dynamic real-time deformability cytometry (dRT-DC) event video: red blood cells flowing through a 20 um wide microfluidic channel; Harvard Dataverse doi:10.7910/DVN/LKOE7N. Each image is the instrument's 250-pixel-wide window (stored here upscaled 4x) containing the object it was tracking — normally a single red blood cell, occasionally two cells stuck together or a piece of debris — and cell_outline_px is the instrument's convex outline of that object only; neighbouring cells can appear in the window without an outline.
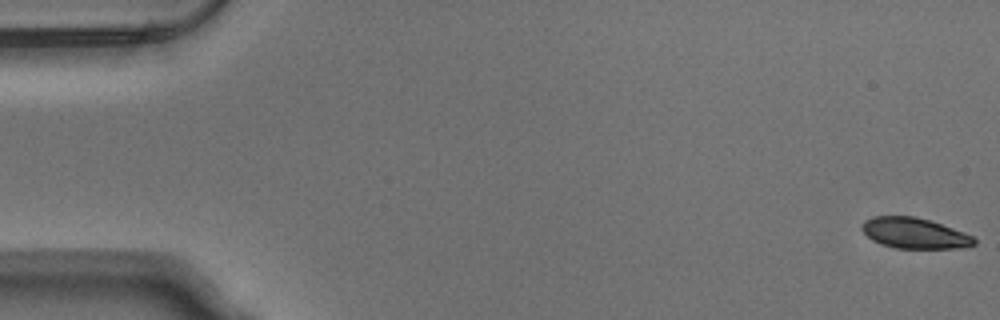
{"species": "Egyptian fruit bat (a non-hibernating species)", "species_latin": "Rousettus aegyptiacus", "temperature_condition": "warm", "stored_images_in_passage": 54, "camera_frame_rate_fps": 3000, "um_per_image_px": 0.085, "animal": {"sex": "male"}, "frame": {"image": 1, "passage_image": 1, "time_ms": 0.0, "image_size_px": [1000, 320], "cell_outline_px": [[976, 244], [964, 248], [896, 248], [880, 244], [872, 240], [860, 228], [860, 224], [864, 220], [876, 216], [916, 216], [964, 232], [972, 236], [976, 240]], "centroid_in_image_um": [77.71, 19.82], "position_along_channel_um": 7.3, "area_um2": 20.06}}
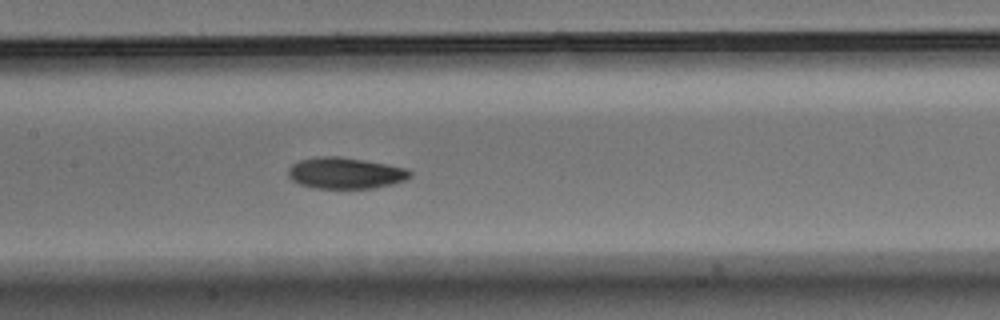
{"frame": {"image": 2, "passage_image": 26, "time_ms": 8.333, "image_size_px": [1000, 320], "cell_outline_px": [[412, 176], [404, 180], [392, 184], [376, 188], [312, 188], [300, 184], [292, 180], [288, 176], [288, 168], [292, 164], [300, 160], [320, 156], [336, 156], [364, 160], [388, 164], [408, 168], [412, 172]], "centroid_in_image_um": [29.37, 14.71], "position_along_channel_um": 178.0, "area_um2": 22.31}}
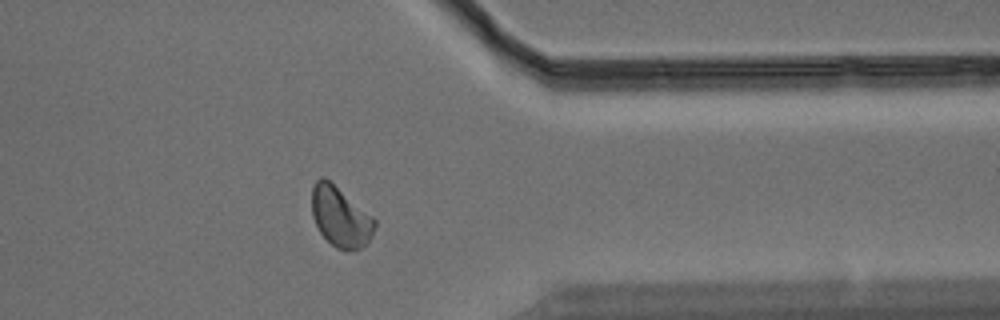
{"frame": {"image": 3, "passage_image": 43, "time_ms": 14.0, "image_size_px": [1000, 320], "cell_outline_px": [[376, 224], [372, 236], [360, 248], [344, 252], [336, 248], [320, 232], [312, 216], [312, 188], [316, 180], [320, 176], [324, 176], [372, 216], [376, 220]], "centroid_in_image_um": [28.92, 18.43], "position_along_channel_um": 382.5, "area_um2": 21.85}, "authors_computed_cell_mechanics": {"area_um2": 21.6461, "velocity_mm_per_s": 3.7821, "shape_relaxation_time_tau1_ms": 3.3526, "shape_relaxation_time_tau2_ms": 8.4641, "deformation_change_tau1": 0.1223, "deformation_change_tau2": 0.1181}}